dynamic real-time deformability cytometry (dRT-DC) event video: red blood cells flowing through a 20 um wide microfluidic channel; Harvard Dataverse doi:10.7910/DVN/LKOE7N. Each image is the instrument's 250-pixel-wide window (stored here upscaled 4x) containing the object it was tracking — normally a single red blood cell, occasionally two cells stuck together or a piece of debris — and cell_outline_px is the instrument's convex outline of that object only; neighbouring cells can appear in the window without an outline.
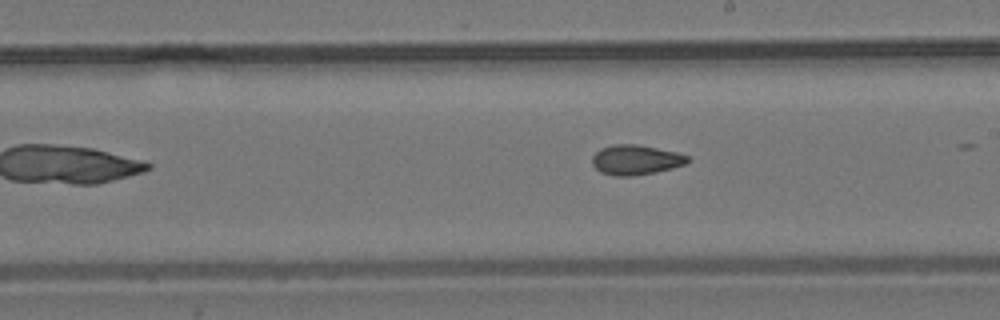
{"species": "common noctule bat (a hibernating species)", "species_latin": "Nyctalus noctula", "temperature_condition": "room temperature", "stored_images_in_passage": 11, "camera_frame_rate_fps": 3000, "um_per_image_px": 0.085, "animal": {"sex": "male", "body_mass_g": 19.2, "forearm_length_mm": 51.8}, "frame": {"image": 1, "passage_image": 11, "time_ms": 12.333, "image_size_px": [1000, 320], "cell_outline_px": [[692, 160], [684, 164], [672, 168], [656, 172], [632, 176], [616, 176], [600, 172], [592, 164], [592, 156], [600, 148], [612, 144], [640, 144], [676, 152], [688, 156]], "centroid_in_image_um": [54.03, 13.58], "position_along_channel_um": 235.0, "area_um2": 16.76}}